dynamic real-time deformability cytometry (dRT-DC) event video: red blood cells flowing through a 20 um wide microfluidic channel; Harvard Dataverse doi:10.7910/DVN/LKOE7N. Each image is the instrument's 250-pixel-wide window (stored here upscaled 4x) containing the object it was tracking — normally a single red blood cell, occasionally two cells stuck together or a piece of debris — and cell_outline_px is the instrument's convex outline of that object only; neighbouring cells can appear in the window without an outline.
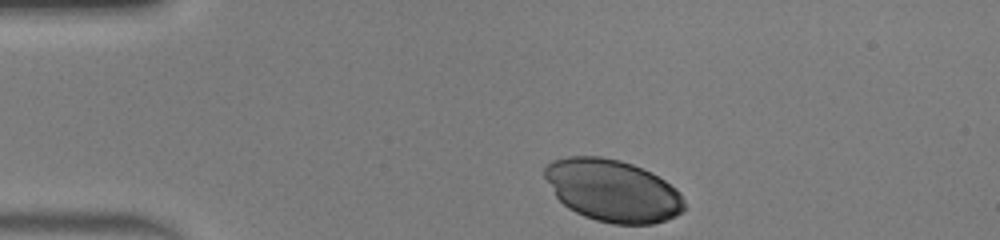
{"species": "human", "species_latin": "Homo sapiens", "temperature_condition": "warm", "stored_images_in_passage": 32, "camera_frame_rate_fps": 3000, "um_per_image_px": 0.085, "donor": {"sex": "male"}, "frame": {"image": 1, "passage_image": 1, "time_ms": 0.0, "image_size_px": [1000, 240], "cell_outline_px": [[684, 208], [676, 216], [652, 224], [612, 224], [596, 220], [584, 216], [568, 208], [556, 196], [544, 176], [544, 168], [552, 160], [568, 156], [600, 156], [620, 160], [632, 164], [652, 172], [676, 188], [680, 192], [684, 200]], "centroid_in_image_um": [52.07, 16.19], "position_along_channel_um": 32.9, "area_um2": 50.52}}
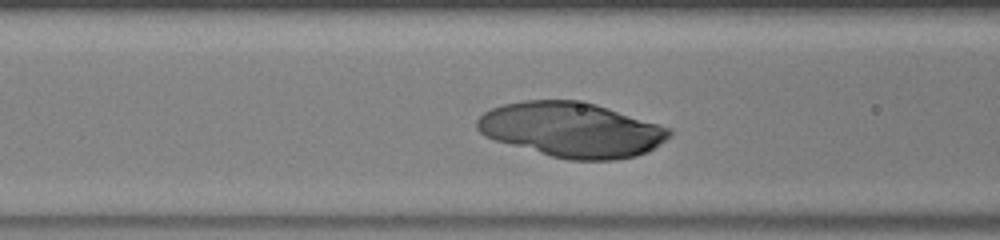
{"frame": {"image": 2, "passage_image": 11, "time_ms": 3.333, "image_size_px": [1000, 240], "cell_outline_px": [[672, 132], [664, 140], [648, 152], [636, 156], [616, 160], [568, 160], [552, 156], [496, 140], [484, 136], [476, 128], [476, 120], [484, 112], [492, 108], [504, 104], [524, 100], [576, 100], [596, 104], [660, 124], [672, 128]], "centroid_in_image_um": [48.59, 11.02], "position_along_channel_um": 118.0, "area_um2": 61.21}}